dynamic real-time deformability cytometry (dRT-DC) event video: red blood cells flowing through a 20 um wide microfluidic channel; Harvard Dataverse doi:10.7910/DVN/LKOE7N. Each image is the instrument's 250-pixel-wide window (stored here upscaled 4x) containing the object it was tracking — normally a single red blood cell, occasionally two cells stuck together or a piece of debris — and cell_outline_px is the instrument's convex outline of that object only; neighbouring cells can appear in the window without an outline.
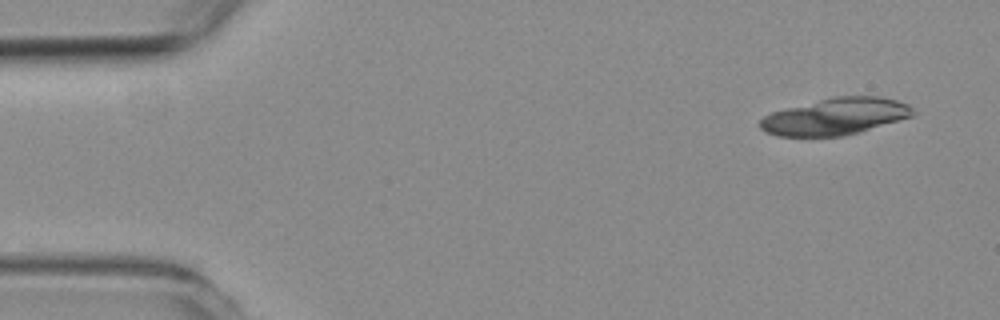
{"species": "common noctule bat (a hibernating species)", "species_latin": "Nyctalus noctula", "temperature_condition": "room temperature", "stored_images_in_passage": 10, "segment_of_instrument_passage": [1, 2], "camera_frame_rate_fps": 3000, "um_per_image_px": 0.085, "animal": {"sex": "female", "body_mass_g": 19.3, "forearm_length_mm": 54.1}, "frame": {"image": 1, "passage_image": 2, "time_ms": 1.0, "image_size_px": [1000, 320], "cell_outline_px": [[916, 112], [912, 116], [860, 132], [844, 136], [776, 136], [764, 132], [760, 128], [760, 120], [764, 116], [772, 112], [836, 96], [880, 96], [896, 100], [908, 104]], "centroid_in_image_um": [71.02, 9.91], "position_along_channel_um": 14.0, "area_um2": 32.54}}